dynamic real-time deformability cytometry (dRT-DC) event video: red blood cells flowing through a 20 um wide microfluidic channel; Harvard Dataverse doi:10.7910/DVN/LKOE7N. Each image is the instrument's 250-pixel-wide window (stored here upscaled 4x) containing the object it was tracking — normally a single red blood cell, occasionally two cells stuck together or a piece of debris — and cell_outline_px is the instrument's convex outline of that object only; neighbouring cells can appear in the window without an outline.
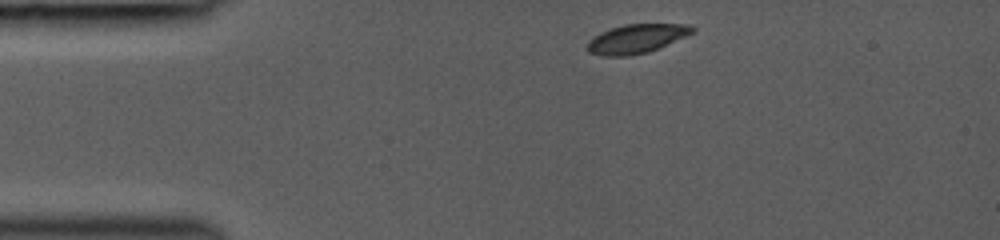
{"species": "common noctule bat (a hibernating species)", "species_latin": "Nyctalus noctula", "temperature_condition": "room temperature", "stored_images_in_passage": 17, "camera_frame_rate_fps": 3000, "um_per_image_px": 0.085, "animal": {"sex": "female", "body_mass_g": 19.0, "forearm_length_mm": 53.3}, "frame": {"image": 1, "passage_image": 1, "time_ms": 0.0, "image_size_px": [1000, 240], "cell_outline_px": [[696, 32], [648, 52], [628, 56], [600, 56], [588, 52], [588, 40], [592, 36], [600, 32], [624, 24], [688, 24], [696, 28]], "centroid_in_image_um": [54.1, 3.29], "position_along_channel_um": 30.9, "area_um2": 17.86}}
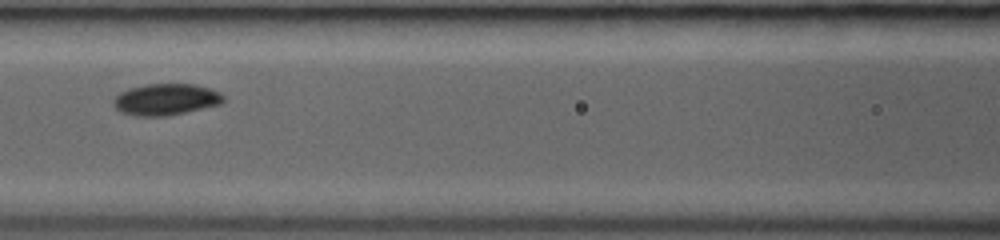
{"frame": {"image": 2, "passage_image": 10, "time_ms": 4.0, "image_size_px": [1000, 240], "cell_outline_px": [[224, 100], [220, 104], [168, 116], [132, 116], [120, 112], [112, 104], [112, 100], [120, 92], [128, 88], [144, 84], [196, 84], [220, 92], [224, 96]], "centroid_in_image_um": [14.05, 8.45], "position_along_channel_um": 152.5, "area_um2": 20.35}}
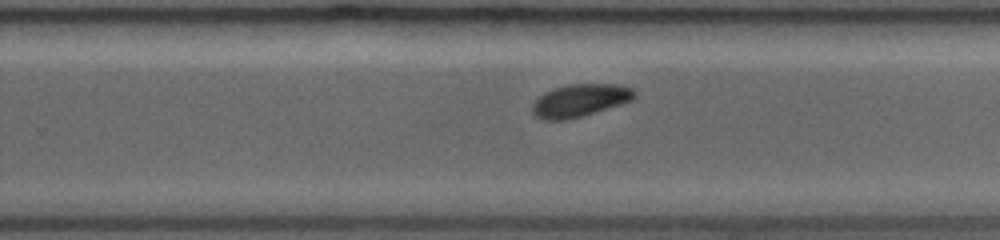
{"frame": {"image": 3, "passage_image": 17, "time_ms": 7.0, "image_size_px": [1000, 240], "cell_outline_px": [[636, 96], [632, 100], [620, 104], [580, 116], [564, 120], [544, 120], [536, 116], [532, 112], [532, 104], [544, 92], [568, 84], [620, 84], [632, 88], [636, 92]], "centroid_in_image_um": [49.3, 8.52], "position_along_channel_um": 280.5, "area_um2": 19.19}}